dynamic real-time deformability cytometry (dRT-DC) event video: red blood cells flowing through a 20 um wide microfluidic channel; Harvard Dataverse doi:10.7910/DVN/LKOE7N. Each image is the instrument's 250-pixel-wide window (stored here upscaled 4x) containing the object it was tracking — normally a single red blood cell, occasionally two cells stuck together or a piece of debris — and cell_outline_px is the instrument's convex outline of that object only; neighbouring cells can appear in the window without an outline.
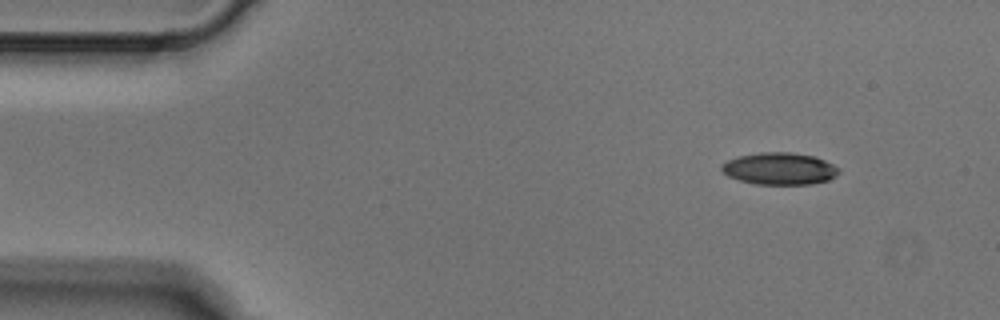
{"species": "Egyptian fruit bat (a non-hibernating species)", "species_latin": "Rousettus aegyptiacus", "temperature_condition": "cold", "stored_images_in_passage": 5, "camera_frame_rate_fps": 3000, "um_per_image_px": 0.085, "animal": {"sex": "male"}, "frame": {"image": 1, "passage_image": 5, "time_ms": 1.333, "image_size_px": [1000, 320], "cell_outline_px": [[840, 172], [836, 176], [828, 180], [812, 184], [756, 184], [740, 180], [728, 176], [720, 168], [720, 164], [728, 160], [740, 156], [760, 152], [792, 152], [812, 156], [824, 160], [840, 168]], "centroid_in_image_um": [66.27, 14.33], "position_along_channel_um": 18.7, "area_um2": 21.85}}